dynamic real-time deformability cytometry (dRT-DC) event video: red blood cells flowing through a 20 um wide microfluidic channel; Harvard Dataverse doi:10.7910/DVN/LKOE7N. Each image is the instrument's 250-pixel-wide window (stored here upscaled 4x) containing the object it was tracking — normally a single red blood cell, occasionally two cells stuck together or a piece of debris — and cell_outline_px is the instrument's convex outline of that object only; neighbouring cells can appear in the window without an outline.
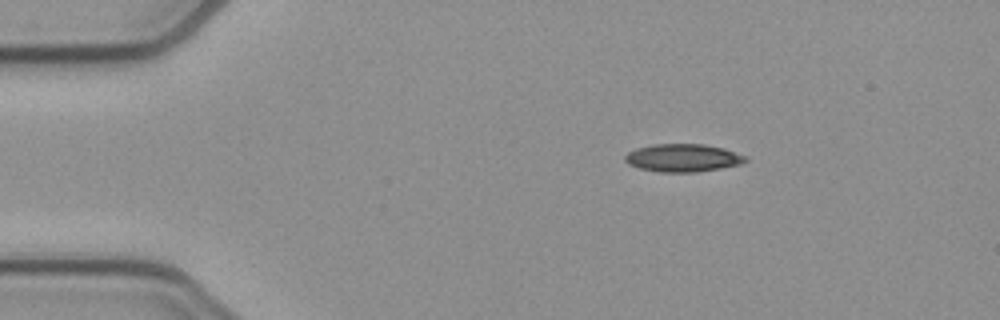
{"species": "common noctule bat (a hibernating species)", "species_latin": "Nyctalus noctula", "temperature_condition": "cold", "stored_images_in_passage": 45, "camera_frame_rate_fps": 3000, "um_per_image_px": 0.085, "animal": {"sex": "female", "body_mass_g": 21.9}, "frame": {"image": 1, "passage_image": 1, "time_ms": 0.0, "image_size_px": [1000, 320], "cell_outline_px": [[748, 160], [740, 164], [720, 168], [696, 172], [660, 172], [640, 168], [628, 164], [624, 160], [624, 156], [628, 152], [636, 148], [652, 144], [704, 144], [724, 148], [748, 156]], "centroid_in_image_um": [58.05, 13.41], "position_along_channel_um": 27.0, "area_um2": 19.65}}
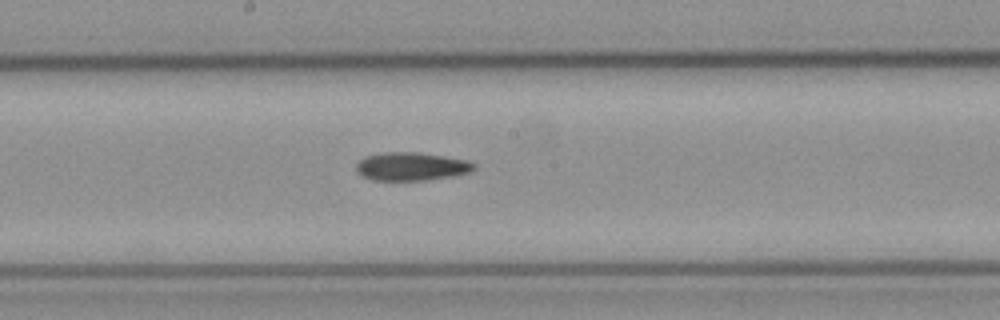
{"frame": {"image": 2, "passage_image": 20, "time_ms": 6.333, "image_size_px": [1000, 320], "cell_outline_px": [[476, 168], [472, 172], [456, 176], [424, 180], [372, 180], [356, 172], [356, 164], [364, 156], [384, 152], [416, 152], [444, 156], [468, 160], [476, 164]], "centroid_in_image_um": [35.0, 14.15], "position_along_channel_um": 213.2, "area_um2": 19.59}}
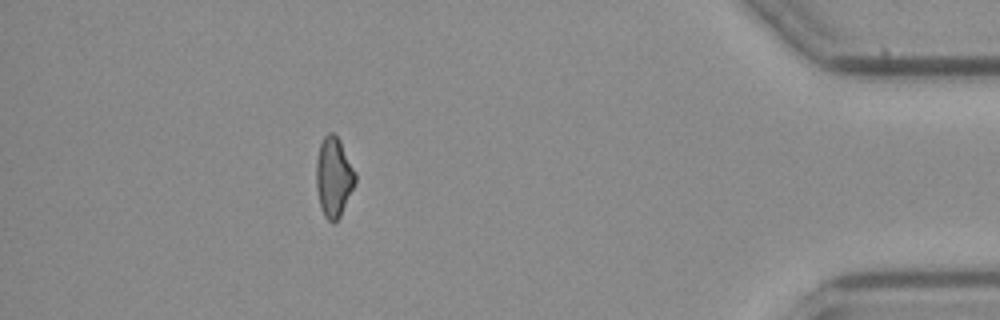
{"frame": {"image": 3, "passage_image": 39, "time_ms": 12.667, "image_size_px": [1000, 320], "cell_outline_px": [[356, 180], [340, 216], [332, 224], [324, 216], [320, 208], [316, 188], [316, 160], [320, 144], [324, 136], [328, 132], [332, 132], [340, 140], [356, 172]], "centroid_in_image_um": [28.35, 15.04], "position_along_channel_um": 406.9, "area_um2": 18.15}}